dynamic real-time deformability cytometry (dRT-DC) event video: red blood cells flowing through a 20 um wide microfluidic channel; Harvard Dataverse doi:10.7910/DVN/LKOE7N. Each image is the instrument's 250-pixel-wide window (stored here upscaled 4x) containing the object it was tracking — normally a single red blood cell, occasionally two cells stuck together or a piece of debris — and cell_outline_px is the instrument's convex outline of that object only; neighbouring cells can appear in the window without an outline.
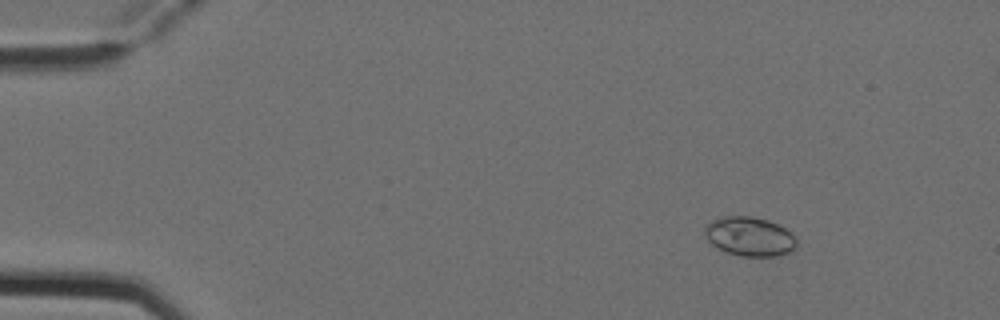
{"species": "Egyptian fruit bat (a non-hibernating species)", "species_latin": "Rousettus aegyptiacus", "temperature_condition": "cold", "stored_images_in_passage": 5, "camera_frame_rate_fps": 3000, "um_per_image_px": 0.085, "animal": {"sex": "female"}, "frame": {"image": 1, "passage_image": 3, "time_ms": 0.667, "image_size_px": [1000, 320], "cell_outline_px": [[796, 248], [792, 252], [776, 256], [740, 256], [728, 252], [712, 244], [708, 240], [704, 232], [704, 228], [712, 220], [724, 216], [752, 216], [768, 220], [792, 232], [796, 236]], "centroid_in_image_um": [63.76, 20.1], "position_along_channel_um": 21.2, "area_um2": 20.98}}